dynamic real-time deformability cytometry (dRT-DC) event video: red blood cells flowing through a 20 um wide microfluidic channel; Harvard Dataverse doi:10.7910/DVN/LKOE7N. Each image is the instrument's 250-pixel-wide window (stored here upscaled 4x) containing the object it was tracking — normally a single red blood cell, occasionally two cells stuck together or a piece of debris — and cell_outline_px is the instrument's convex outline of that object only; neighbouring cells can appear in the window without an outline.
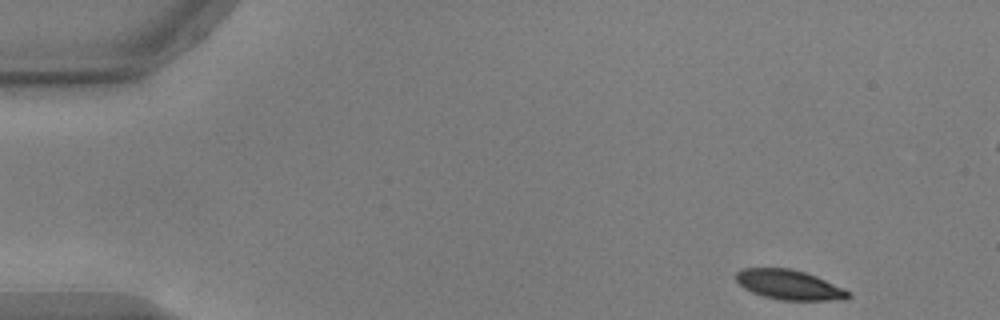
{"species": "common noctule bat (a hibernating species)", "species_latin": "Nyctalus noctula", "temperature_condition": "warm", "stored_images_in_passage": 51, "camera_frame_rate_fps": 3000, "um_per_image_px": 0.085, "animal": {"sex": "male", "body_mass_g": 17.9, "forearm_length_mm": 54.2}, "frame": {"image": 1, "passage_image": 1, "time_ms": 0.0, "image_size_px": [1000, 320], "cell_outline_px": [[852, 296], [844, 300], [780, 300], [764, 296], [752, 292], [744, 288], [736, 280], [736, 272], [740, 268], [792, 268], [816, 276], [844, 288]], "centroid_in_image_um": [67.08, 24.2], "position_along_channel_um": 17.9, "area_um2": 19.48}}
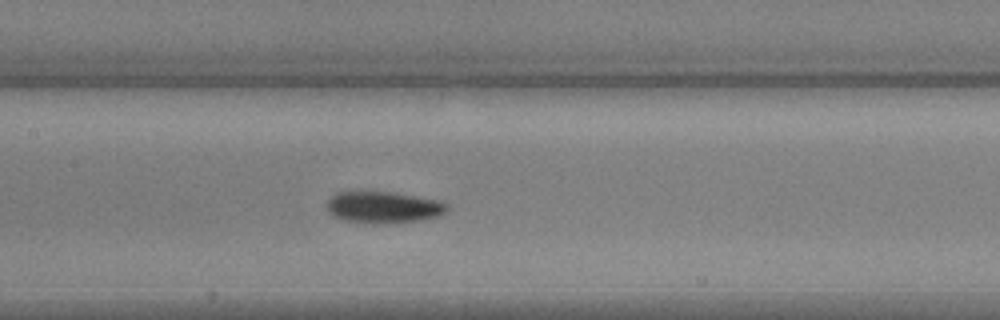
{"frame": {"image": 2, "passage_image": 22, "time_ms": 7.0, "image_size_px": [1000, 320], "cell_outline_px": [[448, 208], [440, 216], [420, 220], [376, 224], [372, 224], [344, 220], [332, 216], [328, 212], [328, 200], [336, 192], [396, 192], [436, 200], [444, 204]], "centroid_in_image_um": [32.55, 17.62], "position_along_channel_um": 174.8, "area_um2": 21.96}}
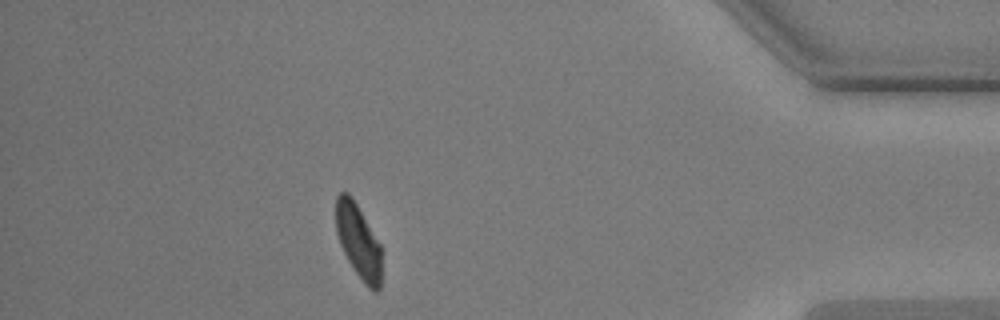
{"frame": {"image": 3, "passage_image": 44, "time_ms": 14.333, "image_size_px": [1000, 320], "cell_outline_px": [[380, 288], [376, 292], [372, 292], [364, 284], [352, 268], [340, 244], [336, 232], [336, 196], [340, 192], [348, 192], [352, 196], [380, 244]], "centroid_in_image_um": [30.44, 20.51], "position_along_channel_um": 404.8, "area_um2": 19.65}, "authors_computed_cell_mechanics": {"area_um2": 20.808, "velocity_mm_per_s": 3.7202, "shape_relaxation_time_tau1_ms": 3.5294, "shape_relaxation_time_tau2_ms": 2.9142, "deformation_change_tau1": 0.1333, "deformation_change_tau2": 0.0735}}